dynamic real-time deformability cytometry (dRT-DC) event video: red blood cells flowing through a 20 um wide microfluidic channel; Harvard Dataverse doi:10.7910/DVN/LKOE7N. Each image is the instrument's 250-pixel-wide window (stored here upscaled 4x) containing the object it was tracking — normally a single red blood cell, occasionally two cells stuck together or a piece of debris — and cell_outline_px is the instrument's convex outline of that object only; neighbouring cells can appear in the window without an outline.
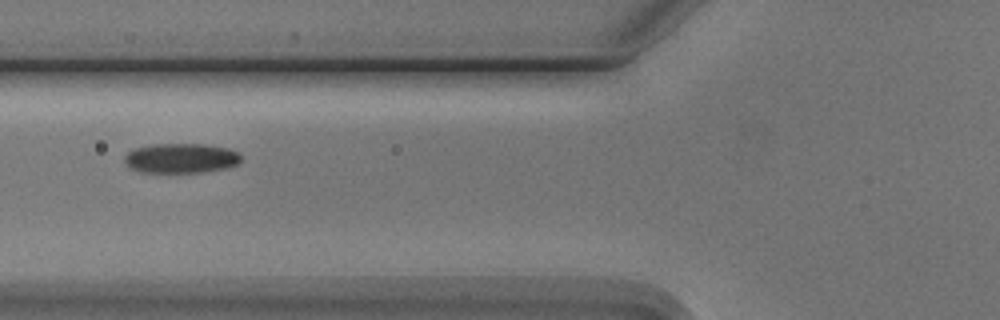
{"species": "Egyptian fruit bat (a non-hibernating species)", "species_latin": "Rousettus aegyptiacus", "temperature_condition": "cold", "stored_images_in_passage": 7, "camera_frame_rate_fps": 3000, "um_per_image_px": 0.085, "animal": {"sex": "male"}, "frame": {"image": 1, "passage_image": 6, "time_ms": 6.667, "image_size_px": [1000, 320], "cell_outline_px": [[240, 160], [236, 164], [224, 168], [200, 172], [140, 172], [128, 168], [124, 160], [124, 156], [128, 152], [136, 148], [152, 144], [204, 144], [228, 148], [236, 152], [240, 156]], "centroid_in_image_um": [15.32, 13.44], "position_along_channel_um": 110.5, "area_um2": 20.06}}
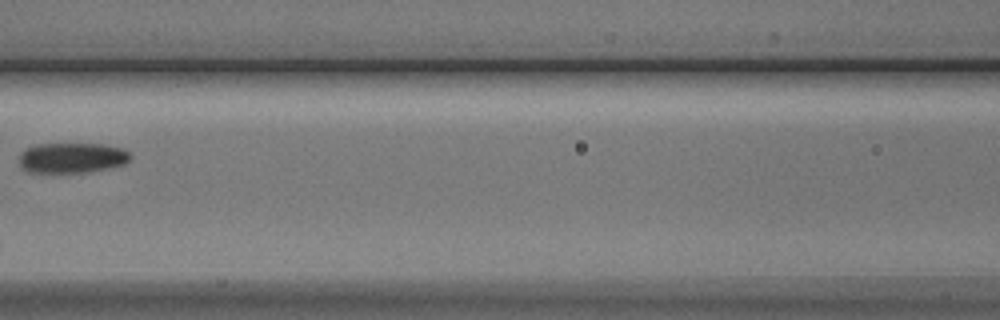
{"frame": {"image": 2, "passage_image": 7, "time_ms": 8.0, "image_size_px": [1000, 320], "cell_outline_px": [[132, 156], [124, 164], [88, 172], [28, 172], [20, 164], [20, 156], [28, 148], [36, 144], [104, 144], [124, 148]], "centroid_in_image_um": [6.16, 13.4], "position_along_channel_um": 160.4, "area_um2": 19.36}}